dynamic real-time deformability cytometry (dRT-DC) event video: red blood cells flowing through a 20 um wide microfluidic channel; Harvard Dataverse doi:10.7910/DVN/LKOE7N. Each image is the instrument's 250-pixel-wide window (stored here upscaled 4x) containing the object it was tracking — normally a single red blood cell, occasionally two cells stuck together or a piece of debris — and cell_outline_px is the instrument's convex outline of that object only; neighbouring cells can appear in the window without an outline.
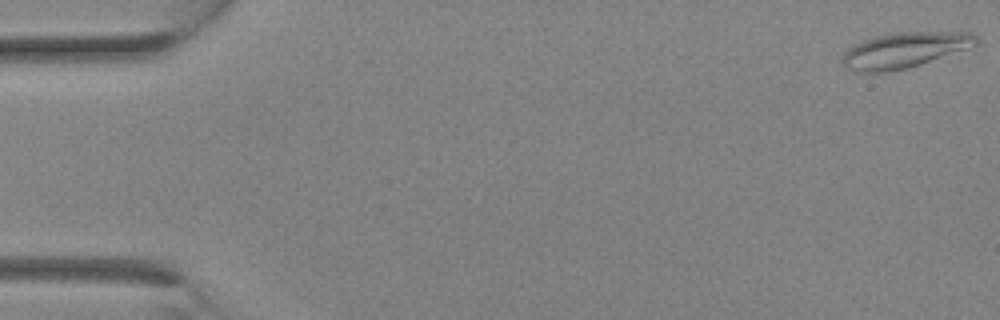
{"species": "Egyptian fruit bat (a non-hibernating species)", "species_latin": "Rousettus aegyptiacus", "temperature_condition": "room temperature", "stored_images_in_passage": 11, "camera_frame_rate_fps": 3000, "um_per_image_px": 0.085, "animal": {"sex": "female"}, "frame": {"image": 1, "passage_image": 1, "time_ms": 0.0, "image_size_px": [1000, 320], "cell_outline_px": [[976, 44], [920, 64], [908, 68], [888, 72], [856, 72], [844, 68], [844, 56], [848, 48], [864, 40], [876, 36], [900, 32], [968, 32], [976, 36]], "centroid_in_image_um": [76.82, 4.27], "position_along_channel_um": 8.2, "area_um2": 26.93}}
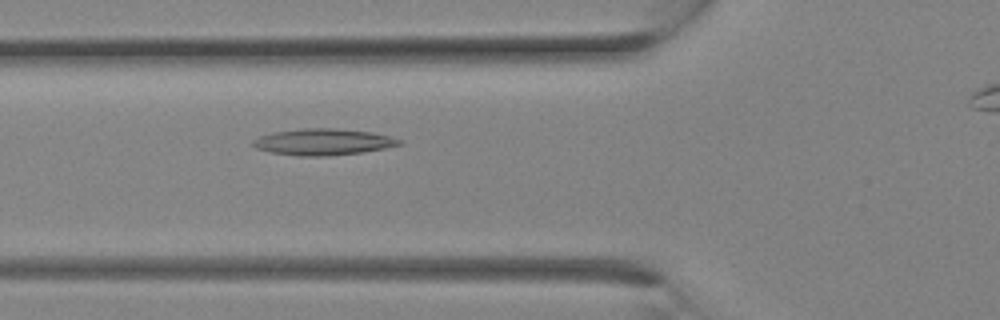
{"frame": {"image": 2, "passage_image": 11, "time_ms": 3.333, "image_size_px": [1000, 320], "cell_outline_px": [[404, 144], [364, 152], [328, 156], [296, 156], [272, 152], [256, 148], [252, 144], [252, 140], [260, 136], [276, 132], [300, 128], [336, 128], [372, 132], [404, 140]], "centroid_in_image_um": [27.5, 12.06], "position_along_channel_um": 98.3, "area_um2": 22.6}}